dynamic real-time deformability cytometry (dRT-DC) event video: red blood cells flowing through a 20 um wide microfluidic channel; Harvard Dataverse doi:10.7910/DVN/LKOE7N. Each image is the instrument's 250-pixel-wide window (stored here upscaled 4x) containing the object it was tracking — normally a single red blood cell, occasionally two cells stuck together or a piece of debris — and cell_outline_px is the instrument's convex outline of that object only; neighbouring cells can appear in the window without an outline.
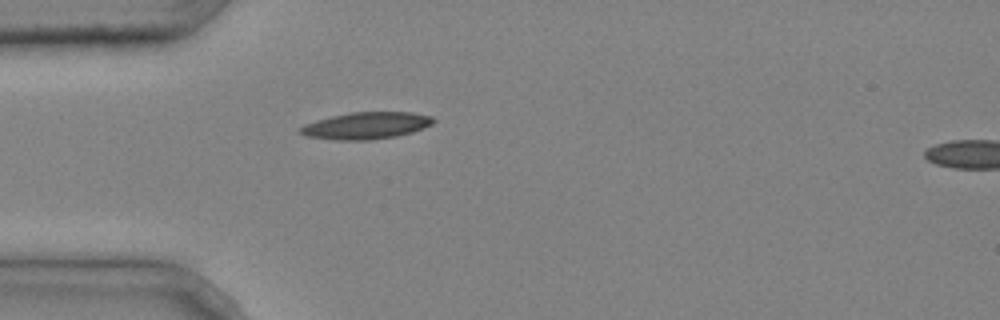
{"species": "common noctule bat (a hibernating species)", "species_latin": "Nyctalus noctula", "temperature_condition": "cold", "stored_images_in_passage": 2, "segment_of_instrument_passage": [1, 2], "camera_frame_rate_fps": 3000, "um_per_image_px": 0.085, "animal": {"sex": "male", "body_mass_g": 20.4}, "frame": {"image": 1, "passage_image": 1, "time_ms": 0.0, "image_size_px": [1000, 320], "cell_outline_px": [[436, 120], [432, 124], [424, 128], [412, 132], [396, 136], [372, 140], [332, 140], [304, 136], [296, 132], [304, 124], [316, 120], [332, 116], [352, 112], [412, 112], [432, 116]], "centroid_in_image_um": [31.1, 10.68], "position_along_channel_um": 53.9, "area_um2": 21.1}}